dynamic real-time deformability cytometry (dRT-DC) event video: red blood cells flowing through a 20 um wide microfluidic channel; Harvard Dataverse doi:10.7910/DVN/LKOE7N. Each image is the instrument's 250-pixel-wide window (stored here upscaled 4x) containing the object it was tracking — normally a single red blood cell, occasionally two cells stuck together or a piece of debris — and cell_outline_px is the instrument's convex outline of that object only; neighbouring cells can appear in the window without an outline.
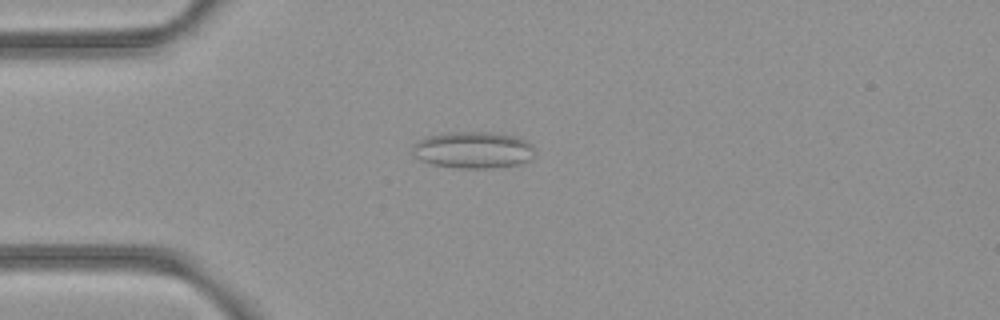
{"species": "common noctule bat (a hibernating species)", "species_latin": "Nyctalus noctula", "temperature_condition": "room temperature", "stored_images_in_passage": 44, "camera_frame_rate_fps": 3000, "um_per_image_px": 0.085, "animal": {"sex": "female", "body_mass_g": 21.9}, "frame": {"image": 1, "passage_image": 6, "time_ms": 1.667, "image_size_px": [1000, 320], "cell_outline_px": [[536, 156], [528, 160], [516, 164], [492, 168], [460, 168], [432, 164], [420, 160], [412, 152], [412, 144], [428, 136], [448, 132], [492, 132], [512, 136], [524, 140], [532, 144]], "centroid_in_image_um": [40.21, 12.74], "position_along_channel_um": 44.8, "area_um2": 26.07}}
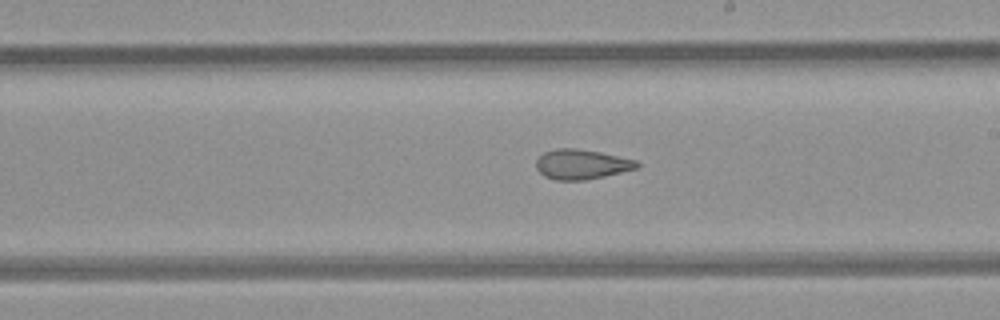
{"frame": {"image": 2, "passage_image": 22, "time_ms": 7.0, "image_size_px": [1000, 320], "cell_outline_px": [[640, 164], [636, 168], [604, 176], [584, 180], [556, 180], [544, 176], [536, 168], [536, 160], [544, 152], [556, 148], [576, 148], [600, 152], [636, 160]], "centroid_in_image_um": [49.4, 13.96], "position_along_channel_um": 239.6, "area_um2": 17.4}}
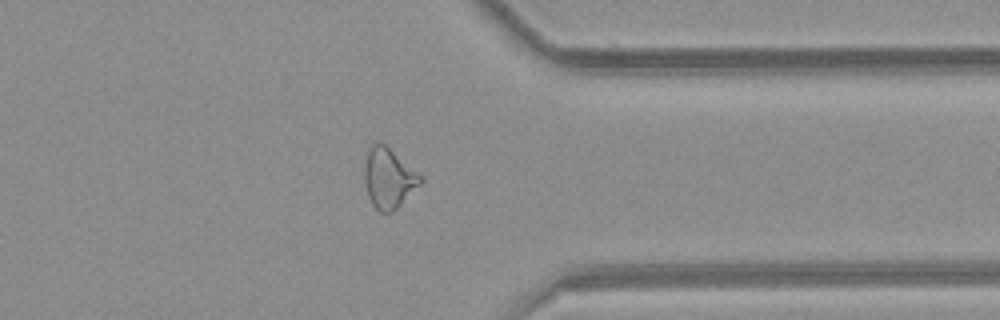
{"frame": {"image": 3, "passage_image": 33, "time_ms": 10.667, "image_size_px": [1000, 320], "cell_outline_px": [[424, 180], [392, 212], [380, 212], [372, 204], [368, 196], [364, 176], [364, 172], [368, 148], [376, 140], [384, 144], [424, 176]], "centroid_in_image_um": [33.04, 15.11], "position_along_channel_um": 378.4, "area_um2": 19.48}, "authors_computed_cell_mechanics": {"area_um2": 19.5075, "velocity_mm_per_s": 3.9918, "shape_relaxation_time_tau1_ms": null, "shape_relaxation_time_tau2_ms": 2.178, "deformation_change_tau1": null, "deformation_change_tau2": 0.1066}}